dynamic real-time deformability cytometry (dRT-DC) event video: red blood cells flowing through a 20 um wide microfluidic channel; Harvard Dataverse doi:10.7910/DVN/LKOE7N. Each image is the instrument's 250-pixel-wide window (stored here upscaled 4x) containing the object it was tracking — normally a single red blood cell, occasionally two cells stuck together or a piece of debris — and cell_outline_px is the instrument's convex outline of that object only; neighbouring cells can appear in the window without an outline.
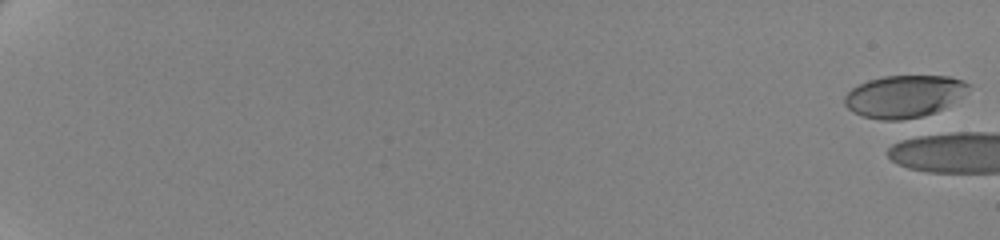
{"species": "human", "species_latin": "Homo sapiens", "temperature_condition": "cold", "stored_images_in_passage": 4, "camera_frame_rate_fps": 3000, "um_per_image_px": 0.085, "donor": {"sex": "female"}, "frame": {"image": 1, "passage_image": 1, "time_ms": 0.0, "image_size_px": [1000, 240], "cell_outline_px": [[968, 92], [936, 112], [920, 116], [900, 120], [880, 120], [864, 116], [852, 112], [844, 104], [844, 96], [852, 88], [868, 80], [884, 76], [948, 76], [964, 80], [968, 84]], "centroid_in_image_um": [76.83, 8.18], "position_along_channel_um": 8.2, "area_um2": 30.35}}